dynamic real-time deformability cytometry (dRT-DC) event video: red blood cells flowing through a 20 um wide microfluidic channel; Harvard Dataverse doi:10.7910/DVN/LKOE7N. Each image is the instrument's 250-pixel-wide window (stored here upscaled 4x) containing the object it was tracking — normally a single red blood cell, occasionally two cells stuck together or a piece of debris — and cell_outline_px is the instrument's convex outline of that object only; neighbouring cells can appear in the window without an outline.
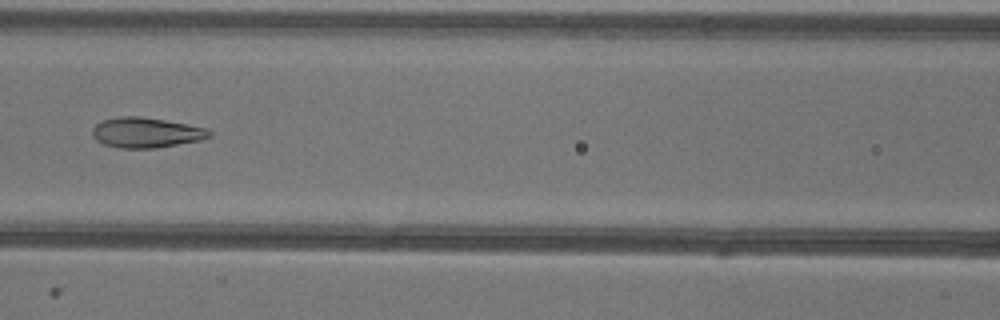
{"species": "common noctule bat (a hibernating species)", "species_latin": "Nyctalus noctula", "temperature_condition": "warm", "stored_images_in_passage": 45, "camera_frame_rate_fps": 3000, "um_per_image_px": 0.085, "animal": {"sex": "female"}, "frame": {"image": 1, "passage_image": 16, "time_ms": 5.0, "image_size_px": [1000, 320], "cell_outline_px": [[212, 136], [200, 140], [156, 148], [120, 148], [104, 144], [96, 140], [92, 136], [92, 128], [96, 124], [104, 120], [120, 116], [140, 116], [188, 124], [208, 128], [212, 132]], "centroid_in_image_um": [12.43, 11.27], "position_along_channel_um": 154.2, "area_um2": 20.63}}
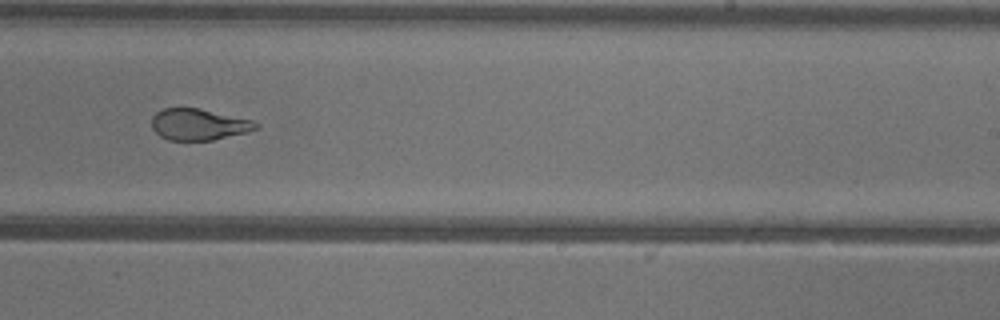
{"frame": {"image": 2, "passage_image": 25, "time_ms": 8.0, "image_size_px": [1000, 320], "cell_outline_px": [[260, 128], [248, 132], [212, 140], [168, 140], [160, 136], [152, 128], [152, 116], [156, 112], [164, 108], [200, 108], [252, 120], [260, 124]], "centroid_in_image_um": [16.91, 10.57], "position_along_channel_um": 272.1, "area_um2": 19.13}}
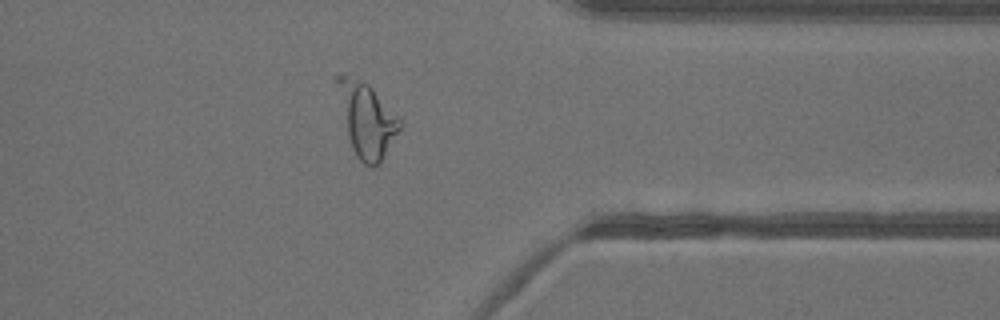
{"frame": {"image": 3, "passage_image": 34, "time_ms": 11.0, "image_size_px": [1000, 320], "cell_outline_px": [[400, 128], [380, 164], [376, 168], [372, 168], [364, 164], [356, 156], [352, 148], [348, 136], [332, 80], [336, 76], [344, 76], [368, 84], [372, 88], [400, 120]], "centroid_in_image_um": [31.11, 10.21], "position_along_channel_um": 380.3, "area_um2": 26.53}, "authors_computed_cell_mechanics": {"area_um2": 22.7732, "velocity_mm_per_s": 3.9475, "shape_relaxation_time_tau1_ms": 9.9315, "shape_relaxation_time_tau2_ms": 1.4122, "deformation_change_tau1": 0.2591, "deformation_change_tau2": 0.0786}}